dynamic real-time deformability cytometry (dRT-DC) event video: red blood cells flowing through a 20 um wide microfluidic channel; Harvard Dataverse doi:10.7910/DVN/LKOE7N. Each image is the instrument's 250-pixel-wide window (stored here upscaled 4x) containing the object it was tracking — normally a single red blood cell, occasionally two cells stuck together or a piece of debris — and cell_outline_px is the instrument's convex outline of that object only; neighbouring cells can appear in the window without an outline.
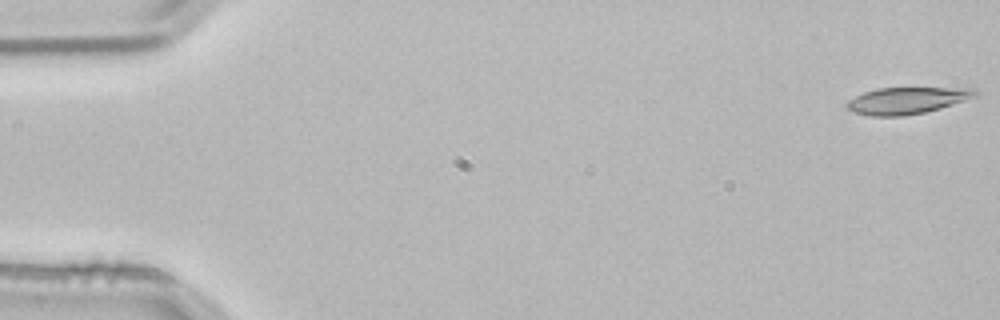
{"species": "common noctule bat (a hibernating species)", "species_latin": "Nyctalus noctula", "temperature_condition": "room temperature", "stored_images_in_passage": 53, "camera_frame_rate_fps": 3000, "um_per_image_px": 0.085, "animal": {"sex": "male", "body_mass_g": 21.5, "forearm_length_mm": 52.0}, "frame": {"image": 1, "passage_image": 1, "time_ms": 0.0, "image_size_px": [1000, 320], "cell_outline_px": [[980, 92], [976, 96], [940, 108], [924, 112], [904, 116], [872, 116], [856, 112], [848, 108], [844, 104], [848, 100], [864, 92], [876, 88], [976, 88]], "centroid_in_image_um": [77.09, 8.53], "position_along_channel_um": 7.9, "area_um2": 19.83}}
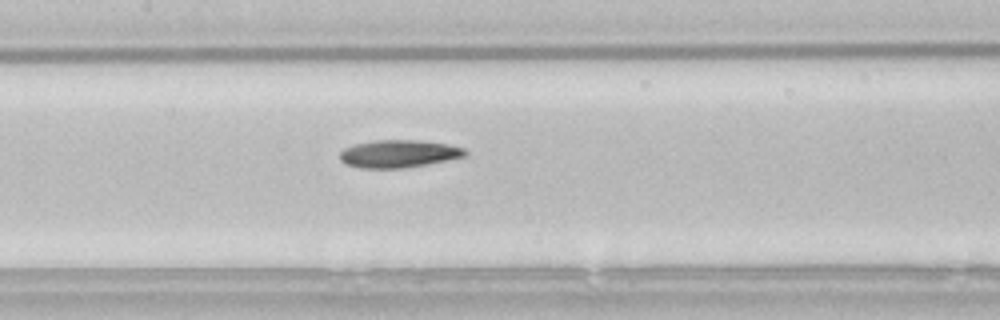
{"frame": {"image": 2, "passage_image": 25, "time_ms": 8.0, "image_size_px": [1000, 320], "cell_outline_px": [[468, 152], [464, 156], [448, 160], [404, 168], [360, 168], [344, 164], [340, 160], [340, 152], [344, 148], [356, 144], [376, 140], [420, 140], [448, 144], [464, 148]], "centroid_in_image_um": [33.88, 13.07], "position_along_channel_um": 173.5, "area_um2": 20.17}}
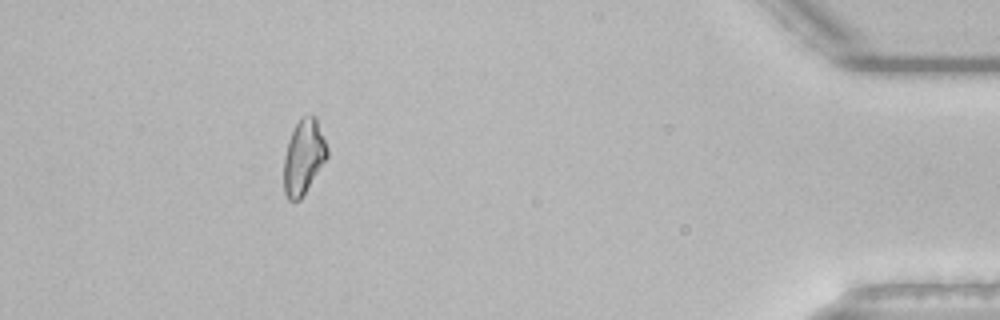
{"frame": {"image": 3, "passage_image": 48, "time_ms": 15.667, "image_size_px": [1000, 320], "cell_outline_px": [[328, 156], [300, 200], [288, 200], [284, 192], [284, 156], [288, 140], [300, 116], [316, 116], [328, 148]], "centroid_in_image_um": [25.8, 13.32], "position_along_channel_um": 409.4, "area_um2": 18.79}}